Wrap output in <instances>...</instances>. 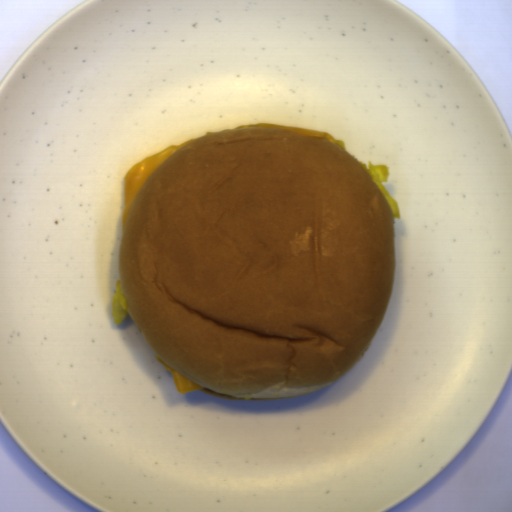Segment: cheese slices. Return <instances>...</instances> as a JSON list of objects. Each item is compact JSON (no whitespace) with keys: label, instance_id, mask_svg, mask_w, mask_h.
I'll use <instances>...</instances> for the list:
<instances>
[{"label":"cheese slices","instance_id":"2","mask_svg":"<svg viewBox=\"0 0 512 512\" xmlns=\"http://www.w3.org/2000/svg\"><path fill=\"white\" fill-rule=\"evenodd\" d=\"M156 359L160 363L163 364L165 370L170 371L175 388L177 393L181 394H188L197 390L205 389L196 382L192 381L179 371H177L175 368H173L171 365H169L167 362H165L161 357H159L156 353Z\"/></svg>","mask_w":512,"mask_h":512},{"label":"cheese slices","instance_id":"1","mask_svg":"<svg viewBox=\"0 0 512 512\" xmlns=\"http://www.w3.org/2000/svg\"><path fill=\"white\" fill-rule=\"evenodd\" d=\"M196 139V138H194ZM188 140L181 144H171L157 154H148L124 177V195L122 209V231L130 217L132 205L151 174L174 152L191 142Z\"/></svg>","mask_w":512,"mask_h":512}]
</instances>
